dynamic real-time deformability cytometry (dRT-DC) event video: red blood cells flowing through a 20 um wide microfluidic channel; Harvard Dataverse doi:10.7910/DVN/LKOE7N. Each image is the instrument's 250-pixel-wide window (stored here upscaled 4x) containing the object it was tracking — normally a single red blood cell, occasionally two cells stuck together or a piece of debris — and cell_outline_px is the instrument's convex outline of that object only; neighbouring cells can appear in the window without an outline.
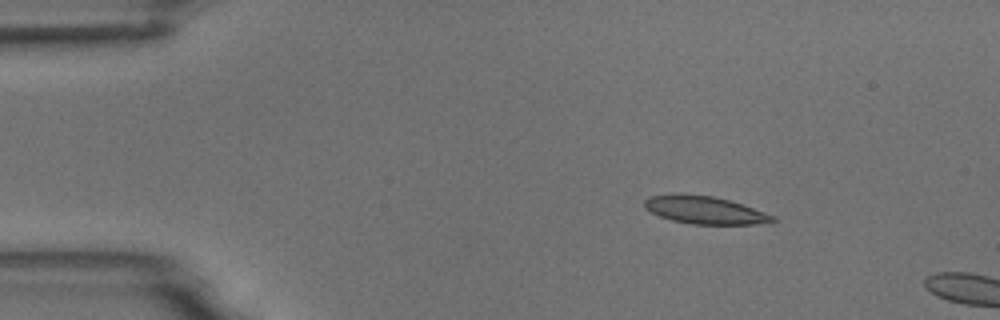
{"species": "common noctule bat (a hibernating species)", "species_latin": "Nyctalus noctula", "temperature_condition": "room temperature", "stored_images_in_passage": 4, "camera_frame_rate_fps": 3000, "um_per_image_px": 0.085, "animal": {"sex": "male", "body_mass_g": 18.8}, "frame": {"image": 1, "passage_image": 3, "time_ms": 2.333, "image_size_px": [1000, 320], "cell_outline_px": [[776, 220], [772, 224], [692, 224], [672, 220], [660, 216], [644, 208], [644, 200], [652, 196], [676, 192], [680, 192], [712, 196], [728, 200], [776, 216]], "centroid_in_image_um": [59.9, 17.85], "position_along_channel_um": 25.1, "area_um2": 20.87}}